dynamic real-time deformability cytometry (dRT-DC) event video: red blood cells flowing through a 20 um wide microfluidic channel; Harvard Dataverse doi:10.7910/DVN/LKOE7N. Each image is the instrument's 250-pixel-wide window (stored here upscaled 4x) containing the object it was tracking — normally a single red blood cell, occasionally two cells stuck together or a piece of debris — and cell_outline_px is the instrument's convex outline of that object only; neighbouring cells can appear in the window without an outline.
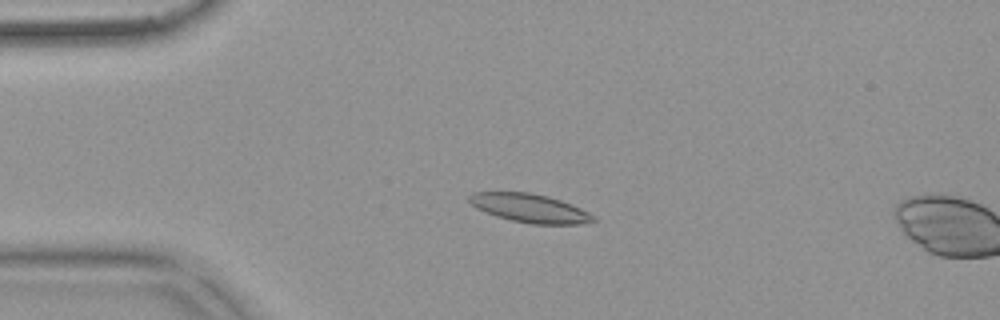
{"species": "common noctule bat (a hibernating species)", "species_latin": "Nyctalus noctula", "temperature_condition": "warm", "stored_images_in_passage": 15, "camera_frame_rate_fps": 3000, "um_per_image_px": 0.085, "animal": {"sex": "female", "body_mass_g": 18.4}, "frame": {"image": 1, "passage_image": 13, "time_ms": 4.0, "image_size_px": [1000, 320], "cell_outline_px": [[596, 220], [580, 224], [532, 224], [512, 220], [496, 216], [476, 208], [468, 200], [468, 196], [472, 192], [528, 192], [548, 196], [572, 204], [596, 216]], "centroid_in_image_um": [45.03, 17.69], "position_along_channel_um": 40.0, "area_um2": 20.63}}